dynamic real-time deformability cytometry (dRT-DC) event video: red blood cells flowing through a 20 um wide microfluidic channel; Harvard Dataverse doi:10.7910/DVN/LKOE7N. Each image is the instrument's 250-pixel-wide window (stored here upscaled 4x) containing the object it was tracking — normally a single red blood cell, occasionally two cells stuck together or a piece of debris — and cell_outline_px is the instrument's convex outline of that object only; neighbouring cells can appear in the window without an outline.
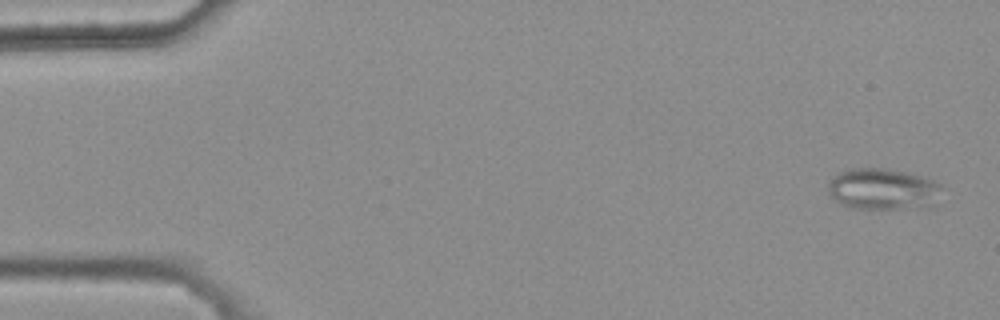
{"species": "common noctule bat (a hibernating species)", "species_latin": "Nyctalus noctula", "temperature_condition": "warm", "stored_images_in_passage": 5, "camera_frame_rate_fps": 3000, "um_per_image_px": 0.085, "animal": {"sex": "female", "body_mass_g": 25.1}, "frame": {"image": 1, "passage_image": 1, "time_ms": 0.0, "image_size_px": [1000, 320], "cell_outline_px": [[944, 188], [932, 208], [848, 208], [836, 200], [828, 192], [828, 184], [832, 176], [840, 172], [852, 168], [888, 168], [924, 176], [940, 184]], "centroid_in_image_um": [75.1, 16.07], "position_along_channel_um": 9.9, "area_um2": 27.8}}